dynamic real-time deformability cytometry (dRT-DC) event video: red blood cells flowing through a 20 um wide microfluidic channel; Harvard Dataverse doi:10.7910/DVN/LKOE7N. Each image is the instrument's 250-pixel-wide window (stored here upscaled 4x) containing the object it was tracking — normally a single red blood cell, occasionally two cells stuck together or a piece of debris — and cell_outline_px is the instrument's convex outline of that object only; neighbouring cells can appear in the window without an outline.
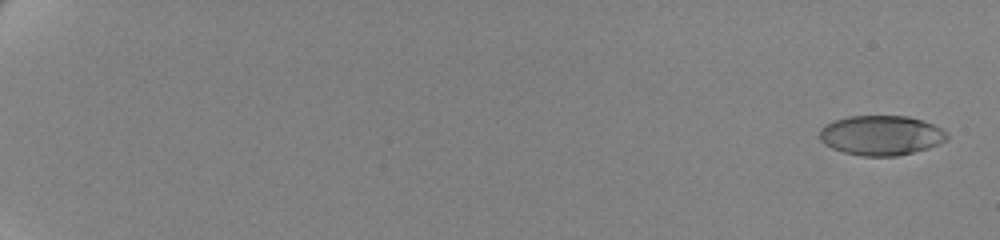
{"species": "human", "species_latin": "Homo sapiens", "temperature_condition": "cold", "stored_images_in_passage": 63, "camera_frame_rate_fps": 3000, "um_per_image_px": 0.085, "donor": {"sex": "female"}, "frame": {"image": 1, "passage_image": 3, "time_ms": 0.667, "image_size_px": [1000, 240], "cell_outline_px": [[948, 136], [940, 144], [928, 148], [896, 156], [864, 156], [844, 152], [832, 148], [824, 144], [820, 140], [820, 128], [824, 124], [848, 116], [908, 116], [924, 120], [940, 128]], "centroid_in_image_um": [74.87, 11.5], "position_along_channel_um": 10.1, "area_um2": 29.42}}
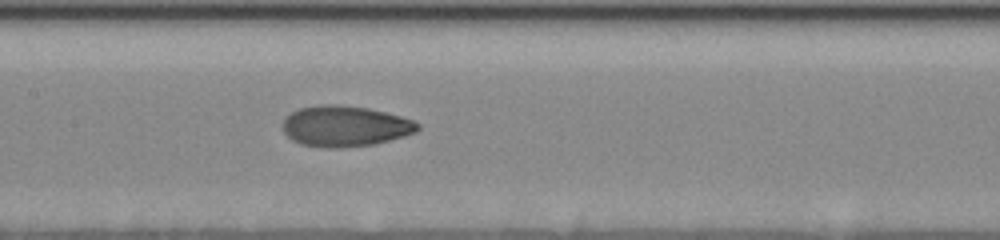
{"frame": {"image": 2, "passage_image": 36, "time_ms": 11.667, "image_size_px": [1000, 240], "cell_outline_px": [[420, 128], [416, 132], [404, 136], [372, 144], [340, 148], [324, 148], [300, 144], [292, 140], [284, 132], [284, 120], [292, 112], [300, 108], [320, 104], [336, 104], [368, 108], [400, 116], [412, 120], [420, 124]], "centroid_in_image_um": [29.33, 10.72], "position_along_channel_um": 178.1, "area_um2": 31.91}}
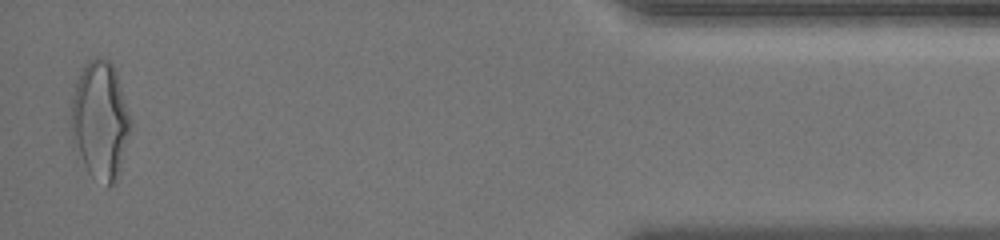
{"frame": {"image": 3, "passage_image": 62, "time_ms": 20.333, "image_size_px": [1000, 240], "cell_outline_px": [[132, 124], [116, 180], [108, 188], [92, 176], [88, 172], [72, 144], [72, 96], [80, 72], [88, 60], [96, 56], [100, 56], [108, 60], [116, 68], [132, 120]], "centroid_in_image_um": [8.53, 10.19], "position_along_channel_um": 426.7, "area_um2": 40.98}, "authors_computed_cell_mechanics": {"area_um2": 30.5762, "velocity_mm_per_s": 3.4927, "shape_relaxation_time_tau1_ms": 5.0718, "shape_relaxation_time_tau2_ms": 1.8135, "deformation_change_tau1": 0.1679, "deformation_change_tau2": 0.0674}}